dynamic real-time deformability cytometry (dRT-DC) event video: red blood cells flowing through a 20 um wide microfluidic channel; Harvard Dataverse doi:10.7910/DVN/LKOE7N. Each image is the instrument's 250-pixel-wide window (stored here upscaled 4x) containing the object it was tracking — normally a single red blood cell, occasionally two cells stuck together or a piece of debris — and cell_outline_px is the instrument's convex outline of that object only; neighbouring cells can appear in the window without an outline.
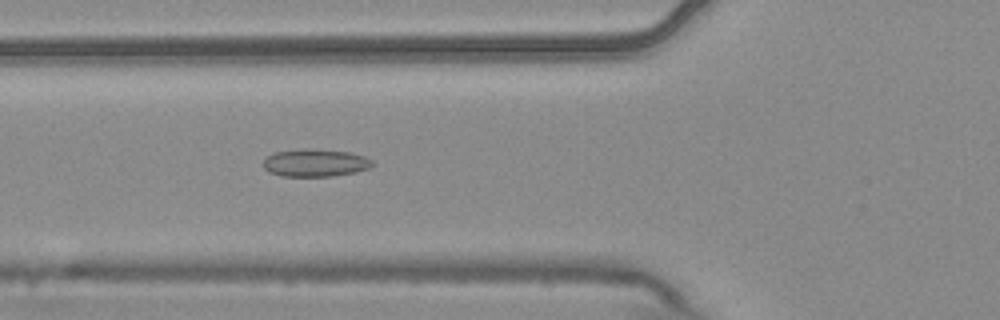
{"species": "common noctule bat (a hibernating species)", "species_latin": "Nyctalus noctula", "temperature_condition": "warm", "stored_images_in_passage": 6, "camera_frame_rate_fps": 3000, "um_per_image_px": 0.085, "animal": {"sex": "male", "body_mass_g": 20.4}, "frame": {"image": 1, "passage_image": 6, "time_ms": 1.667, "image_size_px": [1000, 320], "cell_outline_px": [[372, 164], [368, 168], [356, 172], [332, 176], [280, 176], [268, 172], [264, 168], [264, 160], [268, 156], [276, 152], [304, 148], [308, 148], [348, 152], [364, 156], [372, 160]], "centroid_in_image_um": [26.77, 13.84], "position_along_channel_um": 99.0, "area_um2": 17.46}}